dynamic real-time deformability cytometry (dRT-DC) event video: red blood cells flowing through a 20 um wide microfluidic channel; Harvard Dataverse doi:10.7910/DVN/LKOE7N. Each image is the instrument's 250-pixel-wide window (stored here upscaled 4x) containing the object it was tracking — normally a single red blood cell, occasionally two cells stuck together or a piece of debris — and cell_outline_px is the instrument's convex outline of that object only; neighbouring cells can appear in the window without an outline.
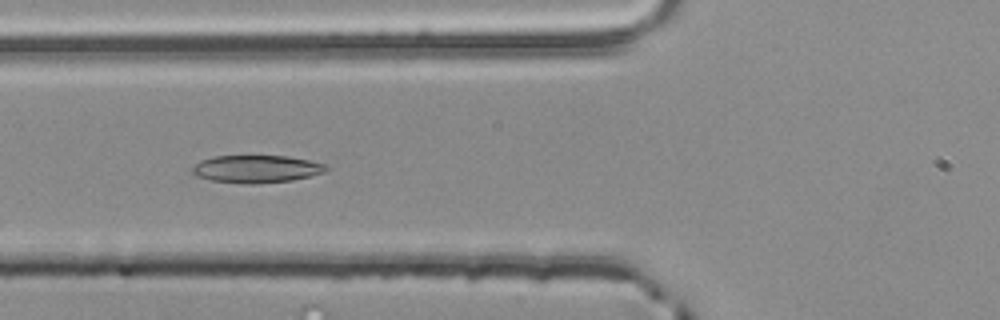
{"species": "common noctule bat (a hibernating species)", "species_latin": "Nyctalus noctula", "temperature_condition": "room temperature", "stored_images_in_passage": 36, "camera_frame_rate_fps": 3000, "um_per_image_px": 0.085, "animal": {"sex": "male", "body_mass_g": 20.4}, "frame": {"image": 1, "passage_image": 5, "time_ms": 1.333, "image_size_px": [1000, 320], "cell_outline_px": [[328, 168], [324, 172], [312, 176], [292, 180], [256, 184], [244, 184], [212, 180], [196, 176], [192, 172], [192, 168], [200, 160], [212, 156], [288, 156], [308, 160], [324, 164]], "centroid_in_image_um": [21.78, 14.36], "position_along_channel_um": 104.0, "area_um2": 21.5}}
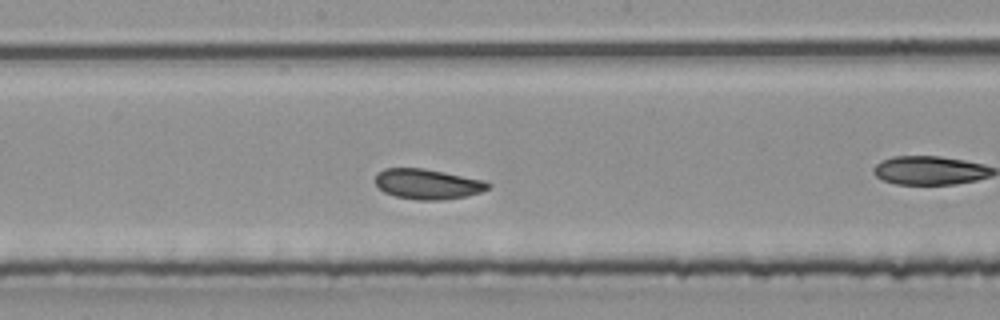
{"frame": {"image": 2, "passage_image": 10, "time_ms": 3.0, "image_size_px": [1000, 320], "cell_outline_px": [[492, 184], [488, 188], [480, 192], [464, 196], [440, 200], [416, 200], [396, 196], [384, 192], [376, 184], [376, 172], [384, 168], [424, 168], [484, 180]], "centroid_in_image_um": [36.32, 15.63], "position_along_channel_um": 211.9, "area_um2": 19.77}}
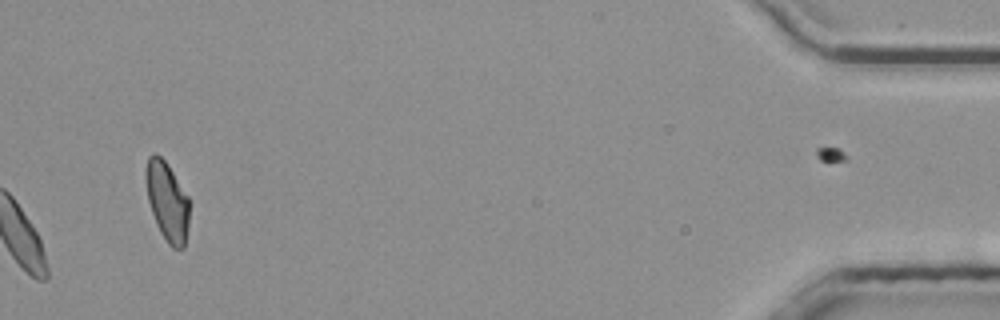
{"frame": {"image": 3, "passage_image": 36, "time_ms": 11.667, "image_size_px": [1000, 320], "cell_outline_px": [[188, 224], [184, 248], [172, 248], [168, 244], [160, 232], [156, 224], [148, 200], [144, 180], [144, 168], [148, 156], [156, 152], [168, 164], [188, 196]], "centroid_in_image_um": [14.17, 17.07], "position_along_channel_um": 421.0, "area_um2": 20.23}, "authors_computed_cell_mechanics": {"area_um2": 19.7676, "velocity_mm_per_s": 3.8364, "shape_relaxation_time_tau1_ms": 3.1815, "shape_relaxation_time_tau2_ms": 2.3979, "deformation_change_tau1": 0.1153, "deformation_change_tau2": 0.0836}}